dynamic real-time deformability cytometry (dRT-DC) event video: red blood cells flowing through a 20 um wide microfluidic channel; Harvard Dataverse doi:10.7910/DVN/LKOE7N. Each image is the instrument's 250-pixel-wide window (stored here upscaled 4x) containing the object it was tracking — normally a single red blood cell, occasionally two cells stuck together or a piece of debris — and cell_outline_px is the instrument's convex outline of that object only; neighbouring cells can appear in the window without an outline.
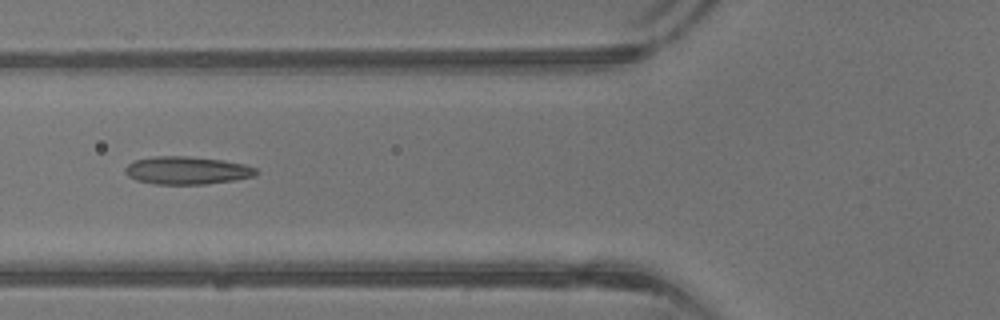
{"species": "common noctule bat (a hibernating species)", "species_latin": "Nyctalus noctula", "temperature_condition": "warm", "stored_images_in_passage": 15, "camera_frame_rate_fps": 3000, "um_per_image_px": 0.085, "animal": {"sex": "male", "body_mass_g": 13.3}, "frame": {"image": 1, "passage_image": 7, "time_ms": 2.0, "image_size_px": [1000, 320], "cell_outline_px": [[260, 172], [256, 176], [236, 180], [204, 184], [156, 184], [136, 180], [128, 176], [124, 172], [124, 168], [128, 164], [136, 160], [156, 156], [188, 156], [224, 160], [244, 164], [256, 168]], "centroid_in_image_um": [15.93, 14.48], "position_along_channel_um": 109.9, "area_um2": 21.39}}
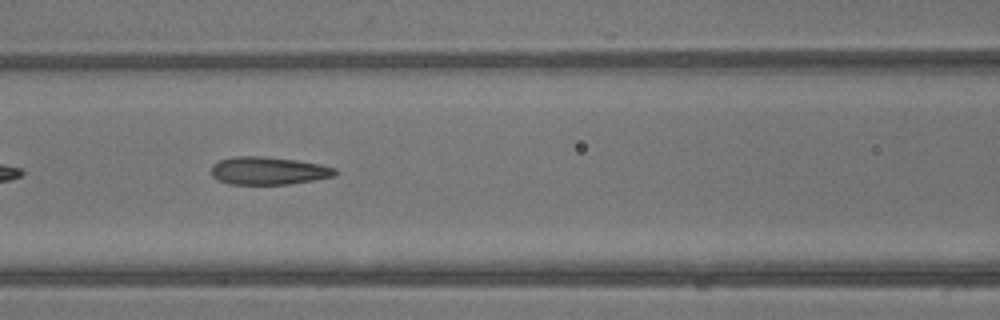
{"frame": {"image": 2, "passage_image": 9, "time_ms": 2.667, "image_size_px": [1000, 320], "cell_outline_px": [[336, 176], [288, 184], [228, 184], [216, 180], [212, 176], [212, 164], [220, 160], [232, 156], [264, 156], [296, 160], [320, 164], [336, 168]], "centroid_in_image_um": [22.78, 14.51], "position_along_channel_um": 143.8, "area_um2": 20.17}}
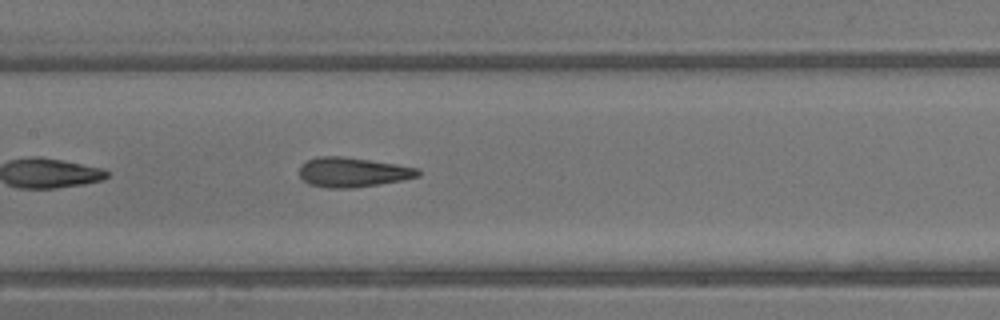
{"frame": {"image": 3, "passage_image": 11, "time_ms": 3.333, "image_size_px": [1000, 320], "cell_outline_px": [[420, 176], [380, 184], [352, 188], [328, 188], [308, 184], [300, 176], [300, 168], [308, 160], [316, 156], [344, 156], [396, 164], [416, 168], [420, 172]], "centroid_in_image_um": [29.96, 14.64], "position_along_channel_um": 177.4, "area_um2": 20.35}}